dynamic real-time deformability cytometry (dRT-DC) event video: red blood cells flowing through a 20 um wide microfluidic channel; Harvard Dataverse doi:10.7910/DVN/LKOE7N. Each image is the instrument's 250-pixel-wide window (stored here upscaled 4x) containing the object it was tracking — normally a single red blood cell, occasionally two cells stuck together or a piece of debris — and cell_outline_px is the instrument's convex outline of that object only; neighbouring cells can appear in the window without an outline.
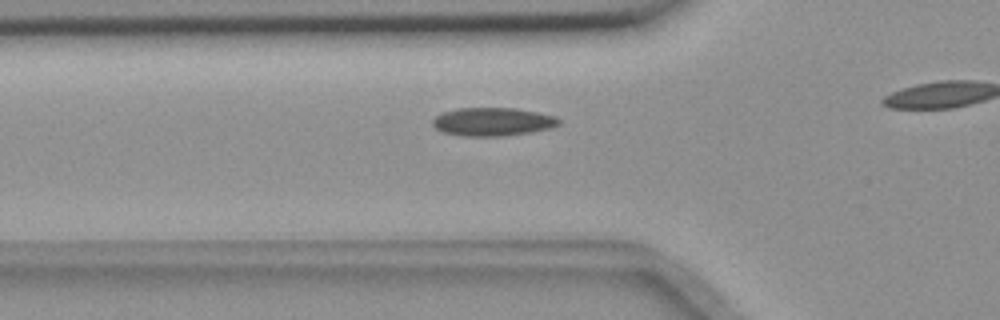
{"species": "common noctule bat (a hibernating species)", "species_latin": "Nyctalus noctula", "temperature_condition": "room temperature", "stored_images_in_passage": 11, "camera_frame_rate_fps": 3000, "um_per_image_px": 0.085, "animal": {"sex": "female", "body_mass_g": 18.4}, "frame": {"image": 1, "passage_image": 2, "time_ms": 0.333, "image_size_px": [1000, 320], "cell_outline_px": [[560, 124], [552, 128], [532, 132], [504, 136], [464, 136], [444, 132], [436, 128], [432, 124], [432, 120], [436, 116], [444, 112], [460, 108], [516, 108], [556, 116], [560, 120]], "centroid_in_image_um": [41.92, 10.35], "position_along_channel_um": 83.9, "area_um2": 20.81}}
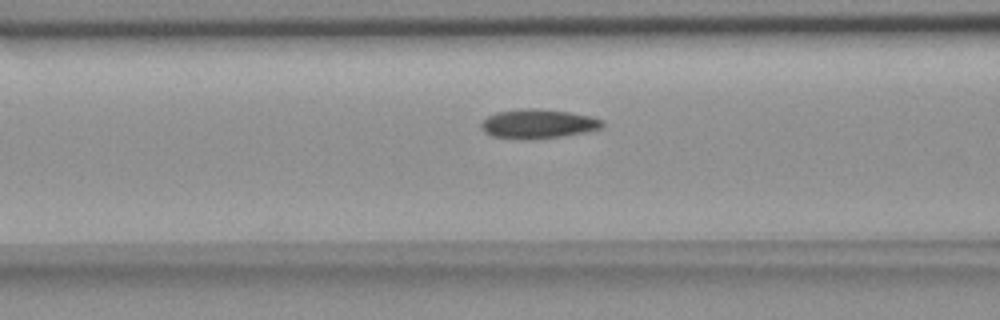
{"frame": {"image": 2, "passage_image": 5, "time_ms": 1.333, "image_size_px": [1000, 320], "cell_outline_px": [[604, 124], [600, 128], [588, 132], [564, 136], [528, 140], [524, 140], [492, 136], [484, 132], [480, 128], [480, 124], [488, 116], [496, 112], [520, 108], [536, 108], [568, 112], [588, 116], [604, 120]], "centroid_in_image_um": [45.71, 10.53], "position_along_channel_um": 120.9, "area_um2": 20.87}}
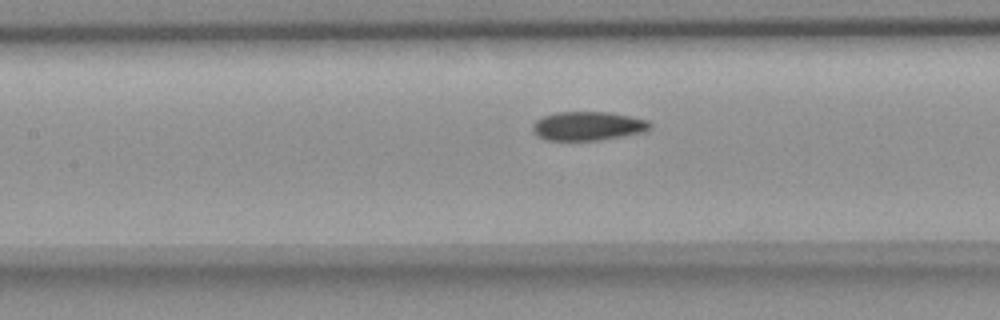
{"frame": {"image": 3, "passage_image": 8, "time_ms": 2.333, "image_size_px": [1000, 320], "cell_outline_px": [[652, 128], [644, 132], [596, 140], [548, 140], [536, 136], [532, 128], [532, 124], [536, 120], [544, 116], [556, 112], [608, 112], [648, 120], [652, 124]], "centroid_in_image_um": [49.96, 10.71], "position_along_channel_um": 157.4, "area_um2": 19.65}}